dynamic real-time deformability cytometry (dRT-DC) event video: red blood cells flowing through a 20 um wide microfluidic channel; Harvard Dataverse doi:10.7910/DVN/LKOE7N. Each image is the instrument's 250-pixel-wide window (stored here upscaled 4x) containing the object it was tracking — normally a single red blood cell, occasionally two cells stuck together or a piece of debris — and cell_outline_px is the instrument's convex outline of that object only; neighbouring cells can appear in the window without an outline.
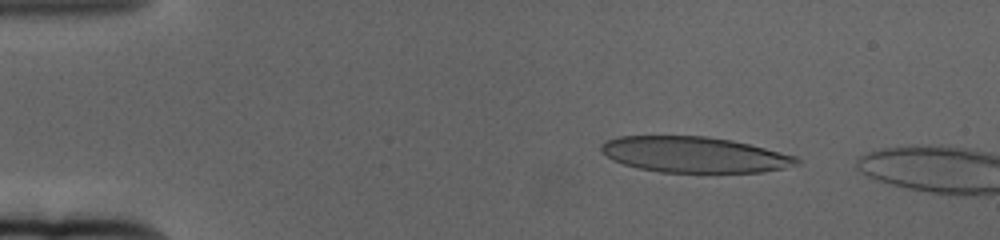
{"species": "human", "species_latin": "Homo sapiens", "temperature_condition": "cold", "stored_images_in_passage": 16, "camera_frame_rate_fps": 3000, "um_per_image_px": 0.085, "donor": {"sex": "female"}, "frame": {"image": 1, "passage_image": 7, "time_ms": 2.0, "image_size_px": [1000, 240], "cell_outline_px": [[800, 164], [784, 168], [760, 172], [660, 172], [636, 168], [612, 160], [600, 152], [600, 144], [608, 140], [620, 136], [704, 136], [732, 140], [796, 156], [800, 160]], "centroid_in_image_um": [58.98, 13.15], "position_along_channel_um": 26.0, "area_um2": 40.75}}